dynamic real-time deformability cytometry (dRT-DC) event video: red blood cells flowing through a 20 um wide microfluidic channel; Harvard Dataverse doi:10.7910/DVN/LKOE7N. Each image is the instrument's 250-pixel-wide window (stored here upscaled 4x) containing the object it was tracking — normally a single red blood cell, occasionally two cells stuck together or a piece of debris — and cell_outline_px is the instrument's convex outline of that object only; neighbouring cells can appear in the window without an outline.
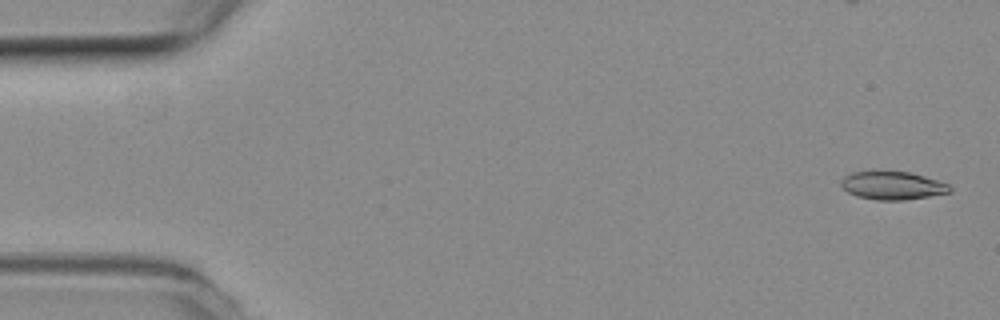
{"species": "common noctule bat (a hibernating species)", "species_latin": "Nyctalus noctula", "temperature_condition": "room temperature", "stored_images_in_passage": 55, "camera_frame_rate_fps": 3000, "um_per_image_px": 0.085, "animal": {"sex": "female", "body_mass_g": 19.3, "forearm_length_mm": 54.1}, "frame": {"image": 1, "passage_image": 2, "time_ms": 0.333, "image_size_px": [1000, 320], "cell_outline_px": [[952, 192], [904, 200], [876, 200], [856, 196], [848, 192], [840, 184], [840, 180], [844, 176], [852, 172], [908, 172], [924, 176], [948, 184], [952, 188]], "centroid_in_image_um": [75.85, 15.78], "position_along_channel_um": 9.2, "area_um2": 17.63}}
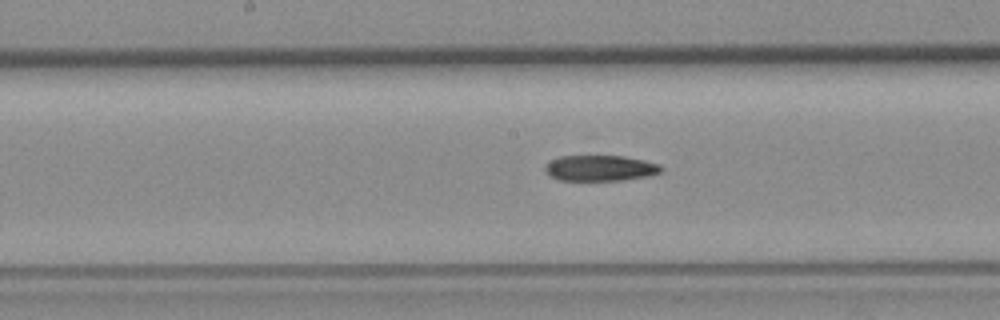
{"frame": {"image": 2, "passage_image": 27, "time_ms": 8.667, "image_size_px": [1000, 320], "cell_outline_px": [[664, 168], [660, 172], [648, 176], [624, 180], [560, 180], [548, 176], [544, 168], [544, 164], [560, 156], [624, 156], [644, 160], [660, 164]], "centroid_in_image_um": [51.01, 14.29], "position_along_channel_um": 197.2, "area_um2": 17.51}}
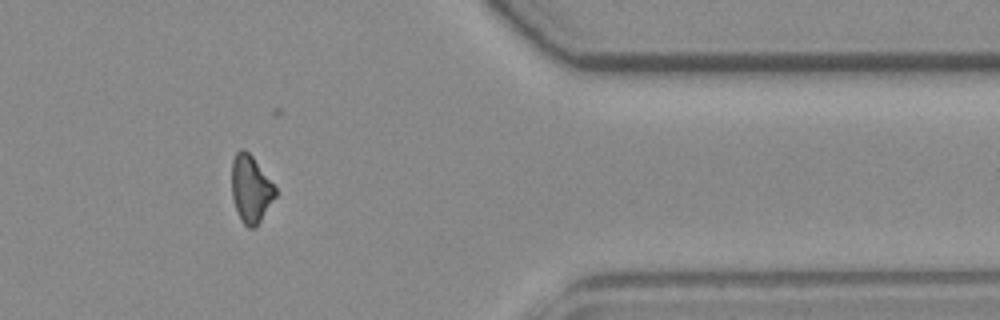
{"frame": {"image": 3, "passage_image": 44, "time_ms": 14.333, "image_size_px": [1000, 320], "cell_outline_px": [[276, 196], [260, 220], [252, 228], [248, 228], [240, 220], [232, 196], [232, 160], [236, 152], [240, 148], [244, 148], [252, 156], [276, 188]], "centroid_in_image_um": [21.29, 16.04], "position_along_channel_um": 390.1, "area_um2": 16.82}}